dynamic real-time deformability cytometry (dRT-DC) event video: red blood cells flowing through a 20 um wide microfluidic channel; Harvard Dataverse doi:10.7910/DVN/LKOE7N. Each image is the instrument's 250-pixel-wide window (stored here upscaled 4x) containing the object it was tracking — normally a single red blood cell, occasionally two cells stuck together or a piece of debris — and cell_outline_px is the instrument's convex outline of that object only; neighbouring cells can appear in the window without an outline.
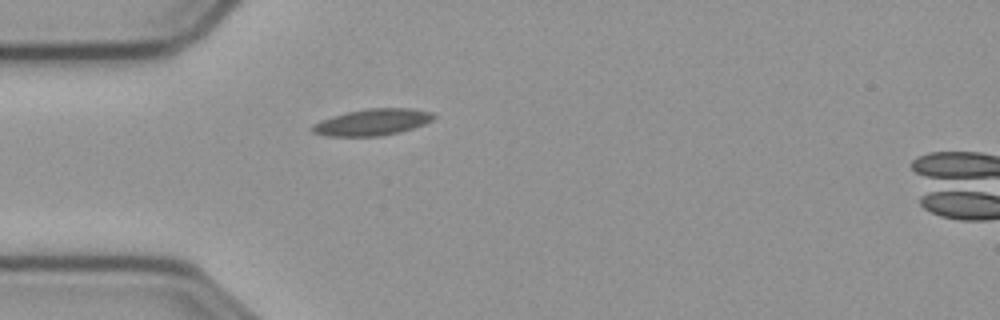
{"species": "common noctule bat (a hibernating species)", "species_latin": "Nyctalus noctula", "temperature_condition": "cold", "stored_images_in_passage": 29, "camera_frame_rate_fps": 3000, "um_per_image_px": 0.085, "animal": {"sex": "male", "body_mass_g": 23.1, "forearm_length_mm": 52.7}, "frame": {"image": 1, "passage_image": 1, "time_ms": 0.0, "image_size_px": [1000, 320], "cell_outline_px": [[436, 116], [432, 120], [424, 124], [400, 132], [380, 136], [328, 136], [312, 132], [308, 128], [312, 124], [320, 120], [332, 116], [364, 108], [412, 108], [432, 112]], "centroid_in_image_um": [31.62, 10.38], "position_along_channel_um": 53.4, "area_um2": 18.9}}
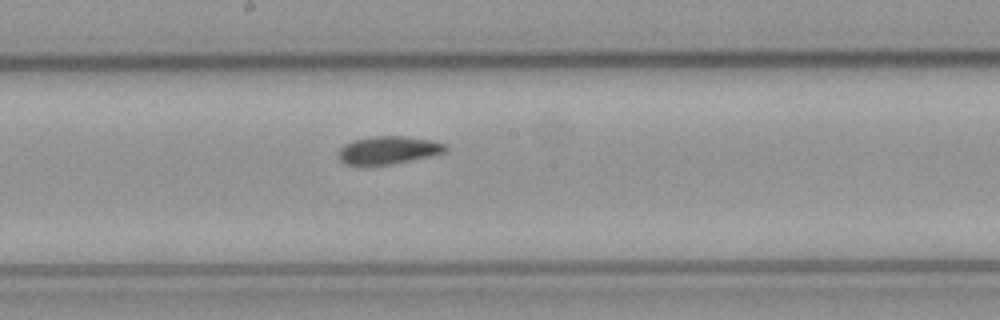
{"frame": {"image": 2, "passage_image": 15, "time_ms": 4.667, "image_size_px": [1000, 320], "cell_outline_px": [[448, 148], [444, 152], [428, 156], [392, 164], [344, 164], [340, 160], [340, 148], [344, 144], [352, 140], [372, 136], [404, 136], [432, 140], [448, 144]], "centroid_in_image_um": [33.03, 12.74], "position_along_channel_um": 215.2, "area_um2": 17.17}}
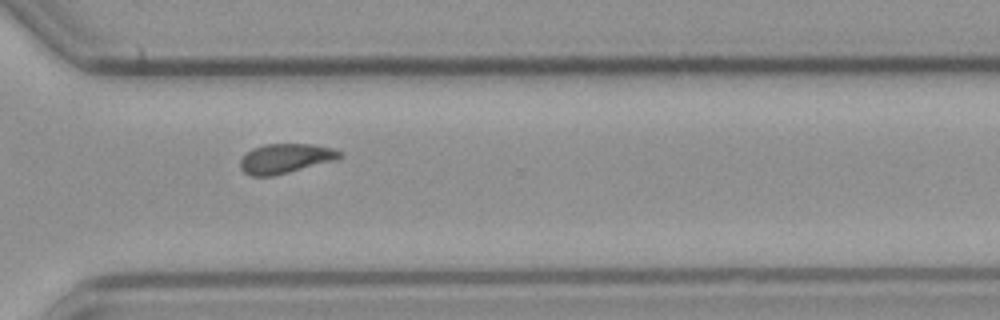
{"frame": {"image": 3, "passage_image": 26, "time_ms": 8.333, "image_size_px": [1000, 320], "cell_outline_px": [[344, 156], [336, 160], [272, 176], [252, 176], [244, 172], [240, 168], [240, 160], [252, 148], [264, 144], [312, 144], [332, 148], [344, 152]], "centroid_in_image_um": [24.29, 13.46], "position_along_channel_um": 346.3, "area_um2": 17.17}, "authors_computed_cell_mechanics": {"area_um2": 17.5134, "velocity_mm_per_s": 3.5879, "shape_relaxation_time_tau1_ms": 5.4821, "shape_relaxation_time_tau2_ms": 3.8581, "deformation_change_tau1": 0.1311, "deformation_change_tau2": 0.0751}}